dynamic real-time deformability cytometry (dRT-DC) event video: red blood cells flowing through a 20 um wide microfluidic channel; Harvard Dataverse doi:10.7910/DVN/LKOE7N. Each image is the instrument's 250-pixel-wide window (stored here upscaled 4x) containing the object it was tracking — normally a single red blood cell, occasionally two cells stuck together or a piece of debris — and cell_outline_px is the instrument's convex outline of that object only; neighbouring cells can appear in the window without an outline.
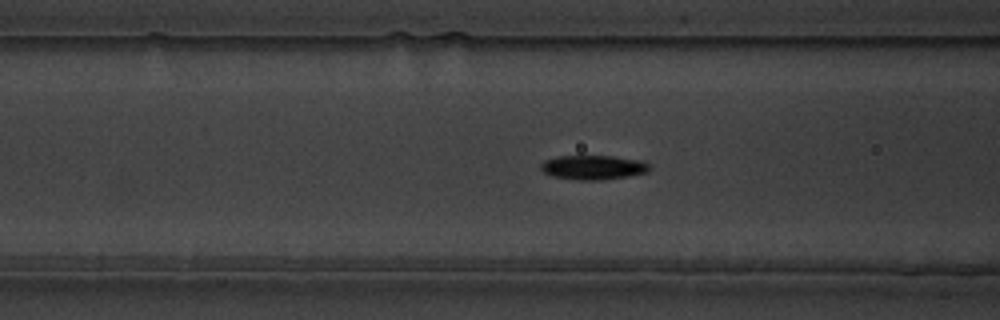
{"species": "common noctule bat (a hibernating species)", "species_latin": "Nyctalus noctula", "temperature_condition": "warm", "stored_images_in_passage": 48, "camera_frame_rate_fps": 3000, "um_per_image_px": 0.085, "animal": {"sex": "male", "body_mass_g": 19.5, "forearm_length_mm": 54.6}, "frame": {"image": 1, "passage_image": 12, "time_ms": 3.667, "image_size_px": [1000, 320], "cell_outline_px": [[652, 168], [648, 172], [628, 176], [600, 180], [580, 180], [552, 176], [544, 172], [540, 168], [540, 164], [544, 160], [556, 156], [612, 156], [640, 160], [648, 164]], "centroid_in_image_um": [50.42, 14.22], "position_along_channel_um": 116.2, "area_um2": 15.43}}
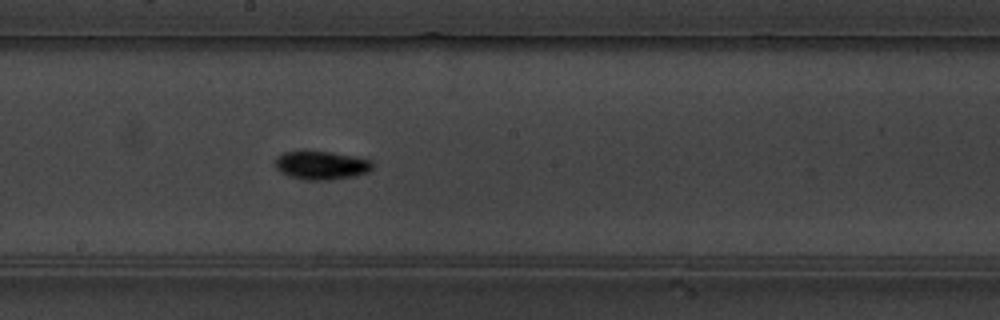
{"frame": {"image": 2, "passage_image": 21, "time_ms": 6.667, "image_size_px": [1000, 320], "cell_outline_px": [[372, 168], [368, 172], [356, 176], [332, 180], [304, 180], [288, 176], [280, 172], [276, 168], [276, 156], [284, 152], [332, 152], [352, 156], [368, 160], [372, 164]], "centroid_in_image_um": [27.29, 14.07], "position_along_channel_um": 220.9, "area_um2": 16.01}}
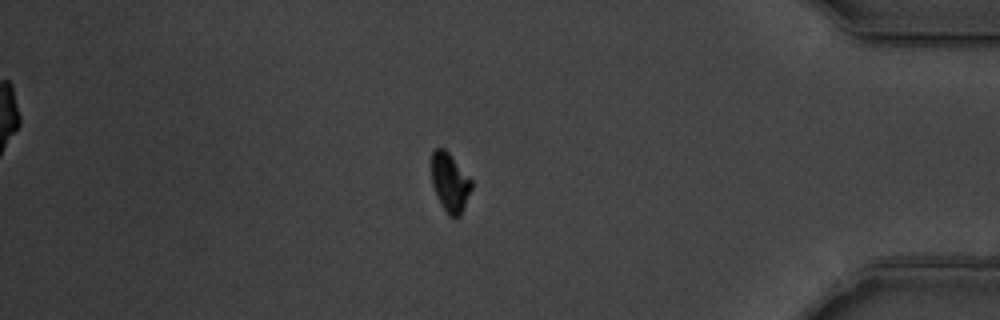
{"frame": {"image": 3, "passage_image": 39, "time_ms": 12.667, "image_size_px": [1000, 320], "cell_outline_px": [[472, 188], [460, 216], [448, 216], [432, 184], [432, 152], [436, 148], [444, 148], [448, 152], [472, 180]], "centroid_in_image_um": [38.26, 15.49], "position_along_channel_um": 396.9, "area_um2": 13.35}, "authors_computed_cell_mechanics": {"area_um2": 14.5367, "velocity_mm_per_s": 3.4946, "shape_relaxation_time_tau1_ms": 2.5771, "shape_relaxation_time_tau2_ms": 7.6397, "deformation_change_tau1": 0.1168, "deformation_change_tau2": 0.086}}